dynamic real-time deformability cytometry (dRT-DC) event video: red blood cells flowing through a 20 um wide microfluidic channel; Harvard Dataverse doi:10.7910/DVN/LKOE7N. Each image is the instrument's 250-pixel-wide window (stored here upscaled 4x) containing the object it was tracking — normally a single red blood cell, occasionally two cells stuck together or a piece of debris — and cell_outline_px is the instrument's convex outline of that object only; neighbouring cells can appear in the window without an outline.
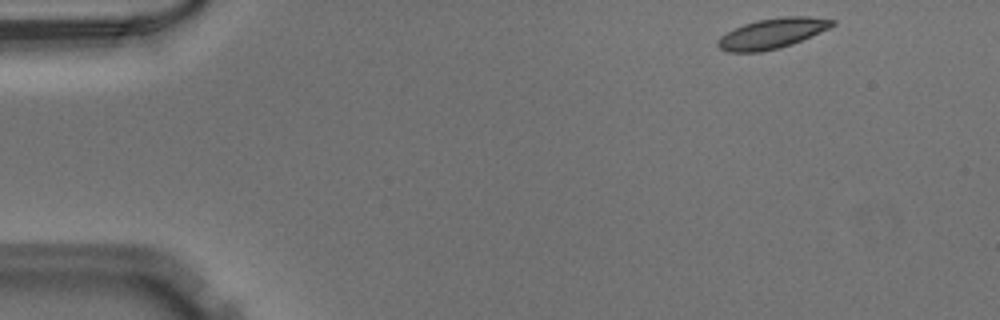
{"species": "Egyptian fruit bat (a non-hibernating species)", "species_latin": "Rousettus aegyptiacus", "temperature_condition": "warm", "stored_images_in_passage": 46, "camera_frame_rate_fps": 3000, "um_per_image_px": 0.085, "animal": {"sex": "male"}, "frame": {"image": 1, "passage_image": 1, "time_ms": 0.0, "image_size_px": [1000, 320], "cell_outline_px": [[836, 24], [828, 28], [792, 44], [780, 48], [760, 52], [728, 52], [720, 48], [716, 44], [716, 40], [720, 36], [744, 24], [756, 20], [780, 16], [808, 16], [836, 20]], "centroid_in_image_um": [65.62, 2.83], "position_along_channel_um": 19.4, "area_um2": 20.11}}
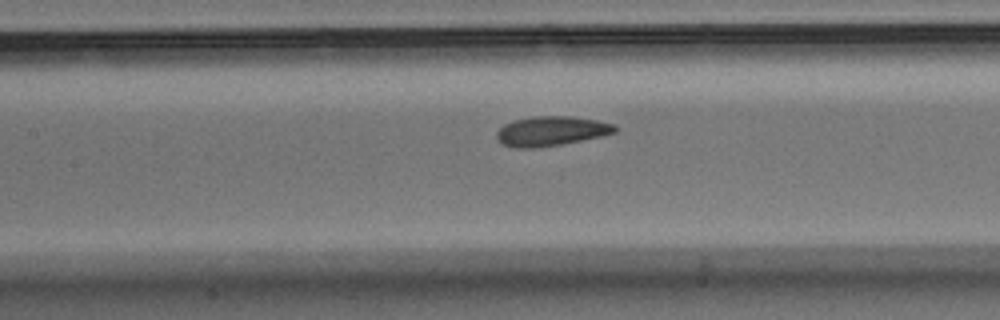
{"frame": {"image": 2, "passage_image": 19, "time_ms": 6.0, "image_size_px": [1000, 320], "cell_outline_px": [[620, 128], [616, 132], [600, 136], [540, 148], [516, 148], [504, 144], [496, 136], [496, 132], [504, 124], [512, 120], [532, 116], [572, 116], [596, 120], [616, 124]], "centroid_in_image_um": [46.87, 11.13], "position_along_channel_um": 160.5, "area_um2": 20.46}}
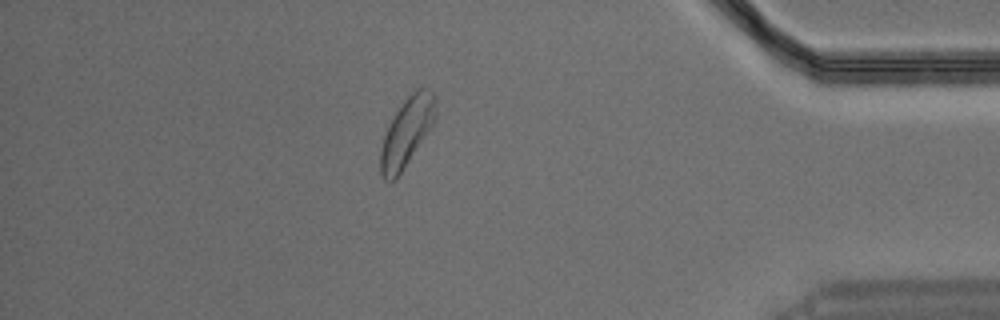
{"frame": {"image": 3, "passage_image": 40, "time_ms": 13.0, "image_size_px": [1000, 320], "cell_outline_px": [[436, 112], [432, 124], [396, 180], [384, 180], [380, 172], [380, 152], [384, 136], [388, 124], [404, 100], [416, 88], [428, 88], [436, 96]], "centroid_in_image_um": [34.56, 11.2], "position_along_channel_um": 400.6, "area_um2": 21.68}}